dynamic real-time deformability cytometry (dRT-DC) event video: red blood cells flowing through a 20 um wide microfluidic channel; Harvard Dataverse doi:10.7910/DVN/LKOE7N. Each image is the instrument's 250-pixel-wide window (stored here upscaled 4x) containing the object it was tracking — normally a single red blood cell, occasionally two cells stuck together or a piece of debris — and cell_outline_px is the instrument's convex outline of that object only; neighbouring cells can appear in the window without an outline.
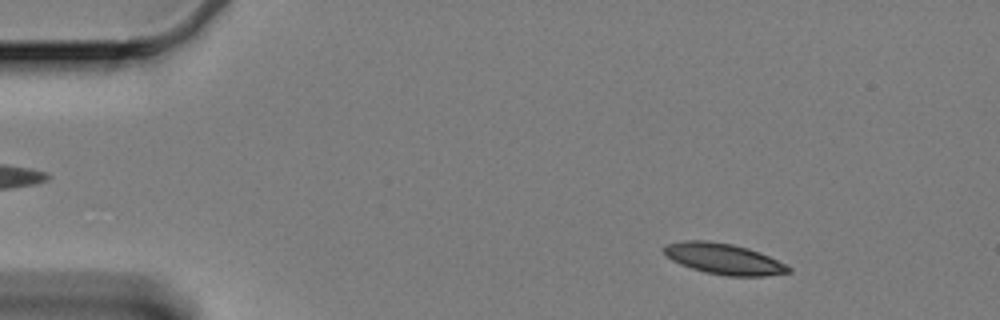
{"species": "Egyptian fruit bat (a non-hibernating species)", "species_latin": "Rousettus aegyptiacus", "temperature_condition": "cold", "stored_images_in_passage": 61, "camera_frame_rate_fps": 3000, "um_per_image_px": 0.085, "animal": {"sex": "female"}, "frame": {"image": 1, "passage_image": 8, "time_ms": 2.333, "image_size_px": [1000, 320], "cell_outline_px": [[792, 272], [764, 276], [728, 276], [704, 272], [680, 264], [664, 256], [660, 248], [664, 244], [684, 240], [704, 240], [732, 244], [748, 248], [760, 252], [792, 268]], "centroid_in_image_um": [61.45, 21.99], "position_along_channel_um": 23.6, "area_um2": 22.6}}
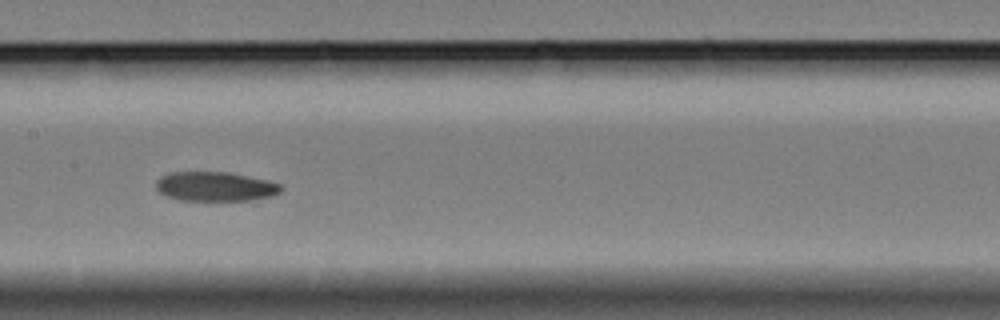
{"frame": {"image": 2, "passage_image": 30, "time_ms": 9.667, "image_size_px": [1000, 320], "cell_outline_px": [[284, 188], [280, 192], [272, 196], [252, 200], [180, 200], [168, 196], [160, 192], [156, 188], [156, 180], [160, 176], [172, 172], [228, 172], [268, 180], [280, 184]], "centroid_in_image_um": [18.32, 15.85], "position_along_channel_um": 189.1, "area_um2": 21.39}}
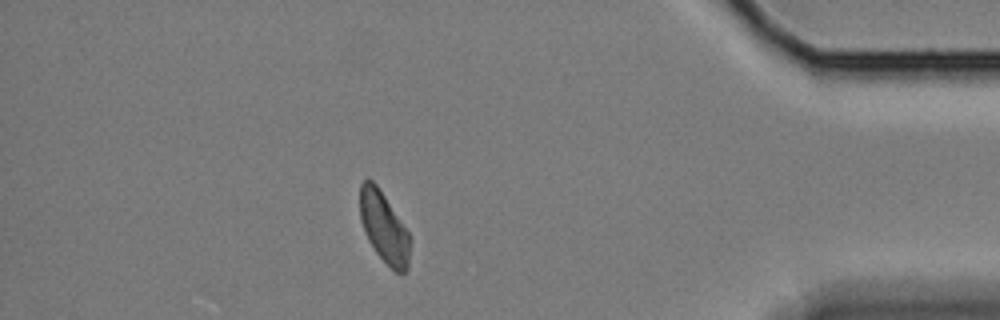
{"frame": {"image": 3, "passage_image": 53, "time_ms": 17.333, "image_size_px": [1000, 320], "cell_outline_px": [[408, 268], [400, 276], [376, 252], [368, 240], [364, 232], [360, 220], [360, 184], [364, 180], [372, 180], [376, 184], [408, 232]], "centroid_in_image_um": [32.6, 19.33], "position_along_channel_um": 402.6, "area_um2": 20.06}}